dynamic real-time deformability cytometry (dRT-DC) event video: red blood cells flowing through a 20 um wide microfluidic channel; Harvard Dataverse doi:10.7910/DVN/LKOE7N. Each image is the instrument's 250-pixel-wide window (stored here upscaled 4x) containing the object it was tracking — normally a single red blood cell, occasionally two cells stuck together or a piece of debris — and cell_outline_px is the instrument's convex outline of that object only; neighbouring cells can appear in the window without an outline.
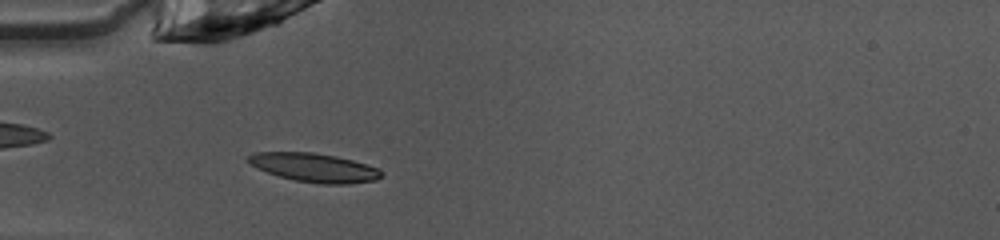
{"species": "common noctule bat (a hibernating species)", "species_latin": "Nyctalus noctula", "temperature_condition": "warm", "stored_images_in_passage": 37, "camera_frame_rate_fps": 3000, "um_per_image_px": 0.085, "animal": {"sex": "female", "body_mass_g": 10.0, "forearm_length_mm": 53.1}, "frame": {"image": 1, "passage_image": 3, "time_ms": 0.667, "image_size_px": [1000, 240], "cell_outline_px": [[384, 176], [376, 180], [348, 184], [324, 184], [296, 180], [280, 176], [268, 172], [252, 164], [244, 156], [256, 152], [312, 152], [336, 156], [352, 160], [376, 168], [384, 172]], "centroid_in_image_um": [26.75, 14.24], "position_along_channel_um": 58.3, "area_um2": 22.08}}
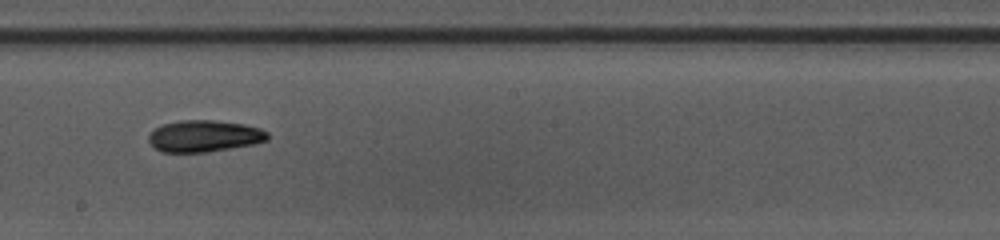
{"frame": {"image": 2, "passage_image": 16, "time_ms": 5.0, "image_size_px": [1000, 240], "cell_outline_px": [[268, 140], [256, 144], [208, 152], [160, 152], [148, 140], [148, 136], [156, 128], [164, 124], [180, 120], [212, 120], [244, 124], [260, 128], [268, 132]], "centroid_in_image_um": [17.4, 11.57], "position_along_channel_um": 230.8, "area_um2": 21.96}}
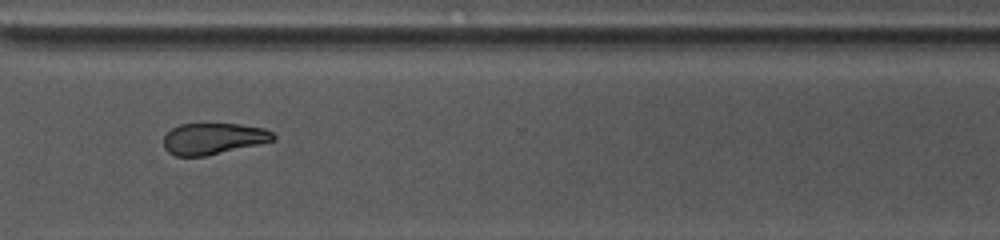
{"frame": {"image": 3, "passage_image": 25, "time_ms": 8.0, "image_size_px": [1000, 240], "cell_outline_px": [[276, 140], [204, 156], [176, 156], [168, 152], [164, 148], [164, 136], [172, 128], [180, 124], [240, 124], [264, 128], [272, 132], [276, 136]], "centroid_in_image_um": [18.13, 11.78], "position_along_channel_um": 352.5, "area_um2": 19.88}, "authors_computed_cell_mechanics": {"area_um2": 21.5594, "velocity_mm_per_s": 4.0691, "shape_relaxation_time_tau1_ms": 3.0317, "shape_relaxation_time_tau2_ms": null, "deformation_change_tau1": 0.142, "deformation_change_tau2": null}}